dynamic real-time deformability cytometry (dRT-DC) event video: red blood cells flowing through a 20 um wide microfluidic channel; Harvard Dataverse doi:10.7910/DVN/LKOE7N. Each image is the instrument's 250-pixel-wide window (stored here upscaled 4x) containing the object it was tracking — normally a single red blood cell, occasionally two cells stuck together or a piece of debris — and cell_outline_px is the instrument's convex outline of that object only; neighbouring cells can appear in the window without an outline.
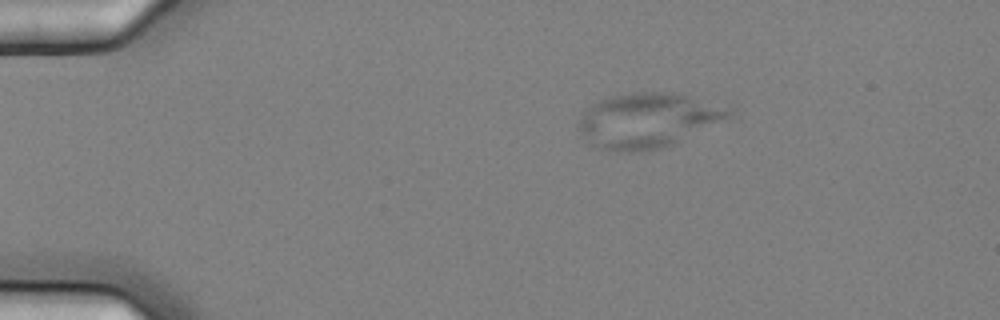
{"species": "common noctule bat (a hibernating species)", "species_latin": "Nyctalus noctula", "temperature_condition": "cold", "stored_images_in_passage": 3, "camera_frame_rate_fps": 3000, "um_per_image_px": 0.085, "animal": {"sex": "female", "body_mass_g": 25.1}, "frame": {"image": 1, "passage_image": 1, "time_ms": 0.0, "image_size_px": [1000, 320], "cell_outline_px": [[732, 116], [672, 144], [660, 148], [636, 152], [616, 152], [600, 148], [588, 144], [580, 132], [580, 120], [588, 108], [592, 104], [600, 100], [612, 96], [636, 92], [668, 92], [688, 96], [728, 112]], "centroid_in_image_um": [54.92, 10.26], "position_along_channel_um": 30.1, "area_um2": 46.41}}